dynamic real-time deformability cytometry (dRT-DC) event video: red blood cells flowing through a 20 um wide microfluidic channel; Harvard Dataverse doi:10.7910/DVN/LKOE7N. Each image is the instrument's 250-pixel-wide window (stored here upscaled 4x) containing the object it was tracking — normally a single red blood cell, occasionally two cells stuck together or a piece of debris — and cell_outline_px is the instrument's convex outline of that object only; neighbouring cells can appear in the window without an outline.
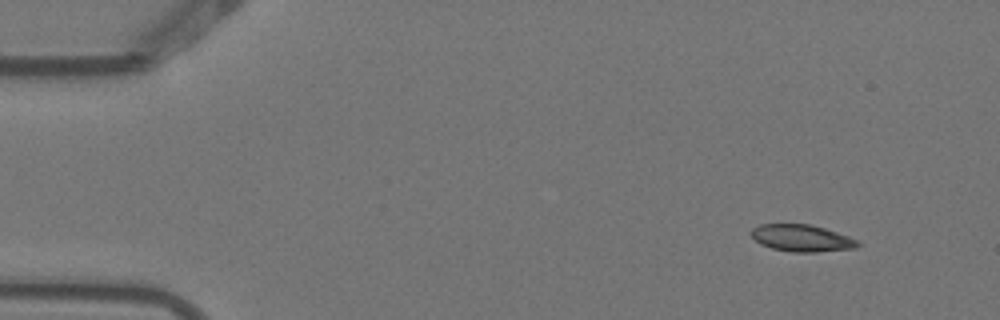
{"species": "Egyptian fruit bat (a non-hibernating species)", "species_latin": "Rousettus aegyptiacus", "temperature_condition": "warm", "stored_images_in_passage": 4, "camera_frame_rate_fps": 3000, "um_per_image_px": 0.085, "animal": {"sex": "female"}, "frame": {"image": 1, "passage_image": 1, "time_ms": 0.0, "image_size_px": [1000, 320], "cell_outline_px": [[860, 244], [856, 248], [816, 252], [792, 252], [772, 248], [760, 244], [748, 232], [752, 228], [760, 224], [812, 224], [860, 240]], "centroid_in_image_um": [68.15, 20.23], "position_along_channel_um": 16.9, "area_um2": 16.82}}
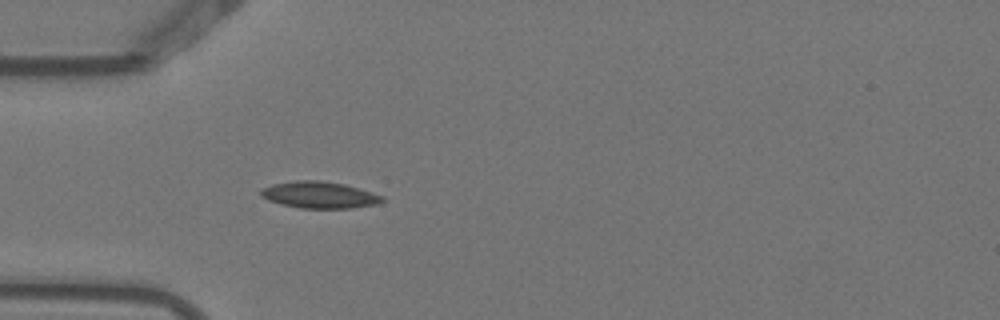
{"frame": {"image": 2, "passage_image": 4, "time_ms": 1.0, "image_size_px": [1000, 320], "cell_outline_px": [[384, 200], [376, 204], [352, 208], [300, 208], [268, 200], [260, 196], [260, 188], [272, 184], [296, 180], [320, 180], [344, 184], [372, 192], [384, 196]], "centroid_in_image_um": [27.13, 16.56], "position_along_channel_um": 57.9, "area_um2": 18.84}}